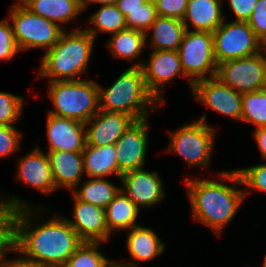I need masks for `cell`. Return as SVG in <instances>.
Instances as JSON below:
<instances>
[{
  "instance_id": "1",
  "label": "cell",
  "mask_w": 266,
  "mask_h": 267,
  "mask_svg": "<svg viewBox=\"0 0 266 267\" xmlns=\"http://www.w3.org/2000/svg\"><path fill=\"white\" fill-rule=\"evenodd\" d=\"M35 208L31 206L18 209L14 253L44 267H62L83 241L66 217L55 214L46 222L38 223L35 217L39 215L37 210L41 211L42 207Z\"/></svg>"
},
{
  "instance_id": "2",
  "label": "cell",
  "mask_w": 266,
  "mask_h": 267,
  "mask_svg": "<svg viewBox=\"0 0 266 267\" xmlns=\"http://www.w3.org/2000/svg\"><path fill=\"white\" fill-rule=\"evenodd\" d=\"M216 176L221 180L186 178L185 181L193 219L220 235L241 207L245 193L244 188L236 187L243 185L236 169L219 172ZM222 179L233 184H225Z\"/></svg>"
},
{
  "instance_id": "3",
  "label": "cell",
  "mask_w": 266,
  "mask_h": 267,
  "mask_svg": "<svg viewBox=\"0 0 266 267\" xmlns=\"http://www.w3.org/2000/svg\"><path fill=\"white\" fill-rule=\"evenodd\" d=\"M95 38L85 29L61 34L58 43L44 52L41 58L39 77L52 81L79 80L87 70L92 56Z\"/></svg>"
},
{
  "instance_id": "4",
  "label": "cell",
  "mask_w": 266,
  "mask_h": 267,
  "mask_svg": "<svg viewBox=\"0 0 266 267\" xmlns=\"http://www.w3.org/2000/svg\"><path fill=\"white\" fill-rule=\"evenodd\" d=\"M98 100L99 110L127 113L135 120L148 118L161 105L148 91L140 66L128 67L107 89L98 83Z\"/></svg>"
},
{
  "instance_id": "5",
  "label": "cell",
  "mask_w": 266,
  "mask_h": 267,
  "mask_svg": "<svg viewBox=\"0 0 266 267\" xmlns=\"http://www.w3.org/2000/svg\"><path fill=\"white\" fill-rule=\"evenodd\" d=\"M48 84L47 94L54 106L49 114L85 124L99 111L98 83L94 80L52 81Z\"/></svg>"
},
{
  "instance_id": "6",
  "label": "cell",
  "mask_w": 266,
  "mask_h": 267,
  "mask_svg": "<svg viewBox=\"0 0 266 267\" xmlns=\"http://www.w3.org/2000/svg\"><path fill=\"white\" fill-rule=\"evenodd\" d=\"M206 112L197 121L170 131L169 153L181 156L189 167L210 168L214 151L215 129L207 121Z\"/></svg>"
},
{
  "instance_id": "7",
  "label": "cell",
  "mask_w": 266,
  "mask_h": 267,
  "mask_svg": "<svg viewBox=\"0 0 266 267\" xmlns=\"http://www.w3.org/2000/svg\"><path fill=\"white\" fill-rule=\"evenodd\" d=\"M9 13L20 51L42 48L46 52L58 43L64 31L58 24L32 13L26 7L12 6Z\"/></svg>"
},
{
  "instance_id": "8",
  "label": "cell",
  "mask_w": 266,
  "mask_h": 267,
  "mask_svg": "<svg viewBox=\"0 0 266 267\" xmlns=\"http://www.w3.org/2000/svg\"><path fill=\"white\" fill-rule=\"evenodd\" d=\"M178 53L191 90L196 82L216 75L212 32L187 30Z\"/></svg>"
},
{
  "instance_id": "9",
  "label": "cell",
  "mask_w": 266,
  "mask_h": 267,
  "mask_svg": "<svg viewBox=\"0 0 266 267\" xmlns=\"http://www.w3.org/2000/svg\"><path fill=\"white\" fill-rule=\"evenodd\" d=\"M213 43L217 64L262 52V42L245 21L224 20L213 32Z\"/></svg>"
},
{
  "instance_id": "10",
  "label": "cell",
  "mask_w": 266,
  "mask_h": 267,
  "mask_svg": "<svg viewBox=\"0 0 266 267\" xmlns=\"http://www.w3.org/2000/svg\"><path fill=\"white\" fill-rule=\"evenodd\" d=\"M216 78L238 93L266 88V56L264 52L226 61L217 65Z\"/></svg>"
},
{
  "instance_id": "11",
  "label": "cell",
  "mask_w": 266,
  "mask_h": 267,
  "mask_svg": "<svg viewBox=\"0 0 266 267\" xmlns=\"http://www.w3.org/2000/svg\"><path fill=\"white\" fill-rule=\"evenodd\" d=\"M139 62H134L132 66L142 68L145 85L160 104L163 99L161 94L165 92L163 86L173 82L175 77H186L178 51L152 50L148 63Z\"/></svg>"
},
{
  "instance_id": "12",
  "label": "cell",
  "mask_w": 266,
  "mask_h": 267,
  "mask_svg": "<svg viewBox=\"0 0 266 267\" xmlns=\"http://www.w3.org/2000/svg\"><path fill=\"white\" fill-rule=\"evenodd\" d=\"M148 118L135 120L115 143L118 179L125 172L144 168L148 146Z\"/></svg>"
},
{
  "instance_id": "13",
  "label": "cell",
  "mask_w": 266,
  "mask_h": 267,
  "mask_svg": "<svg viewBox=\"0 0 266 267\" xmlns=\"http://www.w3.org/2000/svg\"><path fill=\"white\" fill-rule=\"evenodd\" d=\"M192 92L194 98L200 103L203 102L207 109L211 108L221 115L241 121L242 94L215 76L193 84Z\"/></svg>"
},
{
  "instance_id": "14",
  "label": "cell",
  "mask_w": 266,
  "mask_h": 267,
  "mask_svg": "<svg viewBox=\"0 0 266 267\" xmlns=\"http://www.w3.org/2000/svg\"><path fill=\"white\" fill-rule=\"evenodd\" d=\"M120 181L121 190L139 209L155 206L166 197L163 181L157 171L150 172L144 168L131 170L123 173Z\"/></svg>"
},
{
  "instance_id": "15",
  "label": "cell",
  "mask_w": 266,
  "mask_h": 267,
  "mask_svg": "<svg viewBox=\"0 0 266 267\" xmlns=\"http://www.w3.org/2000/svg\"><path fill=\"white\" fill-rule=\"evenodd\" d=\"M134 121L135 119L127 113L99 110L84 124L86 145L115 144Z\"/></svg>"
},
{
  "instance_id": "16",
  "label": "cell",
  "mask_w": 266,
  "mask_h": 267,
  "mask_svg": "<svg viewBox=\"0 0 266 267\" xmlns=\"http://www.w3.org/2000/svg\"><path fill=\"white\" fill-rule=\"evenodd\" d=\"M74 200V220H67L80 239L83 242L108 241L111 234L106 224L105 209L80 201L75 196Z\"/></svg>"
},
{
  "instance_id": "17",
  "label": "cell",
  "mask_w": 266,
  "mask_h": 267,
  "mask_svg": "<svg viewBox=\"0 0 266 267\" xmlns=\"http://www.w3.org/2000/svg\"><path fill=\"white\" fill-rule=\"evenodd\" d=\"M46 121L47 151L83 152L86 146L84 123L49 113Z\"/></svg>"
},
{
  "instance_id": "18",
  "label": "cell",
  "mask_w": 266,
  "mask_h": 267,
  "mask_svg": "<svg viewBox=\"0 0 266 267\" xmlns=\"http://www.w3.org/2000/svg\"><path fill=\"white\" fill-rule=\"evenodd\" d=\"M19 159L16 173L18 181L47 195L55 192L49 159L40 147H35Z\"/></svg>"
},
{
  "instance_id": "19",
  "label": "cell",
  "mask_w": 266,
  "mask_h": 267,
  "mask_svg": "<svg viewBox=\"0 0 266 267\" xmlns=\"http://www.w3.org/2000/svg\"><path fill=\"white\" fill-rule=\"evenodd\" d=\"M154 229L140 224L130 229L126 239V249L131 259L127 263L114 262L115 267H141L138 262L150 261L163 254L165 244L160 240Z\"/></svg>"
},
{
  "instance_id": "20",
  "label": "cell",
  "mask_w": 266,
  "mask_h": 267,
  "mask_svg": "<svg viewBox=\"0 0 266 267\" xmlns=\"http://www.w3.org/2000/svg\"><path fill=\"white\" fill-rule=\"evenodd\" d=\"M52 178L56 189L73 191L84 176L82 152L47 151Z\"/></svg>"
},
{
  "instance_id": "21",
  "label": "cell",
  "mask_w": 266,
  "mask_h": 267,
  "mask_svg": "<svg viewBox=\"0 0 266 267\" xmlns=\"http://www.w3.org/2000/svg\"><path fill=\"white\" fill-rule=\"evenodd\" d=\"M223 1V0H222ZM221 0H188L183 24L189 30L191 23L194 31H216L224 21Z\"/></svg>"
},
{
  "instance_id": "22",
  "label": "cell",
  "mask_w": 266,
  "mask_h": 267,
  "mask_svg": "<svg viewBox=\"0 0 266 267\" xmlns=\"http://www.w3.org/2000/svg\"><path fill=\"white\" fill-rule=\"evenodd\" d=\"M151 30L153 33L148 40ZM186 31L182 20L158 16L146 32V44L150 41L153 50L178 51Z\"/></svg>"
},
{
  "instance_id": "23",
  "label": "cell",
  "mask_w": 266,
  "mask_h": 267,
  "mask_svg": "<svg viewBox=\"0 0 266 267\" xmlns=\"http://www.w3.org/2000/svg\"><path fill=\"white\" fill-rule=\"evenodd\" d=\"M84 173L88 178L118 177L115 144L105 146L86 145L83 152Z\"/></svg>"
},
{
  "instance_id": "24",
  "label": "cell",
  "mask_w": 266,
  "mask_h": 267,
  "mask_svg": "<svg viewBox=\"0 0 266 267\" xmlns=\"http://www.w3.org/2000/svg\"><path fill=\"white\" fill-rule=\"evenodd\" d=\"M7 197L0 196V264L7 260L6 253L15 252V218L18 209L31 207L26 200L16 196Z\"/></svg>"
},
{
  "instance_id": "25",
  "label": "cell",
  "mask_w": 266,
  "mask_h": 267,
  "mask_svg": "<svg viewBox=\"0 0 266 267\" xmlns=\"http://www.w3.org/2000/svg\"><path fill=\"white\" fill-rule=\"evenodd\" d=\"M26 8L60 27L84 11L82 0H33Z\"/></svg>"
},
{
  "instance_id": "26",
  "label": "cell",
  "mask_w": 266,
  "mask_h": 267,
  "mask_svg": "<svg viewBox=\"0 0 266 267\" xmlns=\"http://www.w3.org/2000/svg\"><path fill=\"white\" fill-rule=\"evenodd\" d=\"M140 209L138 206L122 191L110 201L105 208L106 224L109 233L114 230H129L135 226Z\"/></svg>"
},
{
  "instance_id": "27",
  "label": "cell",
  "mask_w": 266,
  "mask_h": 267,
  "mask_svg": "<svg viewBox=\"0 0 266 267\" xmlns=\"http://www.w3.org/2000/svg\"><path fill=\"white\" fill-rule=\"evenodd\" d=\"M120 190V186H115L106 178H88L83 183L82 181L79 183L72 191V195L80 201L105 209Z\"/></svg>"
},
{
  "instance_id": "28",
  "label": "cell",
  "mask_w": 266,
  "mask_h": 267,
  "mask_svg": "<svg viewBox=\"0 0 266 267\" xmlns=\"http://www.w3.org/2000/svg\"><path fill=\"white\" fill-rule=\"evenodd\" d=\"M111 36L107 45L111 54L117 59L136 60L147 45L146 33L139 30L125 28Z\"/></svg>"
},
{
  "instance_id": "29",
  "label": "cell",
  "mask_w": 266,
  "mask_h": 267,
  "mask_svg": "<svg viewBox=\"0 0 266 267\" xmlns=\"http://www.w3.org/2000/svg\"><path fill=\"white\" fill-rule=\"evenodd\" d=\"M89 21L92 22L93 27L89 26L85 30L95 39L99 32L114 34L127 28L125 17L116 4L102 5L90 16Z\"/></svg>"
},
{
  "instance_id": "30",
  "label": "cell",
  "mask_w": 266,
  "mask_h": 267,
  "mask_svg": "<svg viewBox=\"0 0 266 267\" xmlns=\"http://www.w3.org/2000/svg\"><path fill=\"white\" fill-rule=\"evenodd\" d=\"M101 242H83L62 267H114V261L104 256Z\"/></svg>"
},
{
  "instance_id": "31",
  "label": "cell",
  "mask_w": 266,
  "mask_h": 267,
  "mask_svg": "<svg viewBox=\"0 0 266 267\" xmlns=\"http://www.w3.org/2000/svg\"><path fill=\"white\" fill-rule=\"evenodd\" d=\"M241 121L266 127V88L242 94Z\"/></svg>"
},
{
  "instance_id": "32",
  "label": "cell",
  "mask_w": 266,
  "mask_h": 267,
  "mask_svg": "<svg viewBox=\"0 0 266 267\" xmlns=\"http://www.w3.org/2000/svg\"><path fill=\"white\" fill-rule=\"evenodd\" d=\"M24 98L8 92H0V125L13 126L23 114Z\"/></svg>"
},
{
  "instance_id": "33",
  "label": "cell",
  "mask_w": 266,
  "mask_h": 267,
  "mask_svg": "<svg viewBox=\"0 0 266 267\" xmlns=\"http://www.w3.org/2000/svg\"><path fill=\"white\" fill-rule=\"evenodd\" d=\"M158 17L156 5L147 0L140 8L125 17L127 28L146 33Z\"/></svg>"
},
{
  "instance_id": "34",
  "label": "cell",
  "mask_w": 266,
  "mask_h": 267,
  "mask_svg": "<svg viewBox=\"0 0 266 267\" xmlns=\"http://www.w3.org/2000/svg\"><path fill=\"white\" fill-rule=\"evenodd\" d=\"M236 170L245 186V197L254 190L266 192V163Z\"/></svg>"
},
{
  "instance_id": "35",
  "label": "cell",
  "mask_w": 266,
  "mask_h": 267,
  "mask_svg": "<svg viewBox=\"0 0 266 267\" xmlns=\"http://www.w3.org/2000/svg\"><path fill=\"white\" fill-rule=\"evenodd\" d=\"M19 52L11 23L7 19L0 20V61H9Z\"/></svg>"
},
{
  "instance_id": "36",
  "label": "cell",
  "mask_w": 266,
  "mask_h": 267,
  "mask_svg": "<svg viewBox=\"0 0 266 267\" xmlns=\"http://www.w3.org/2000/svg\"><path fill=\"white\" fill-rule=\"evenodd\" d=\"M21 136L14 126L0 125V158L9 157L20 149Z\"/></svg>"
},
{
  "instance_id": "37",
  "label": "cell",
  "mask_w": 266,
  "mask_h": 267,
  "mask_svg": "<svg viewBox=\"0 0 266 267\" xmlns=\"http://www.w3.org/2000/svg\"><path fill=\"white\" fill-rule=\"evenodd\" d=\"M156 5L157 14L160 17L176 18L182 20L188 0H150Z\"/></svg>"
},
{
  "instance_id": "38",
  "label": "cell",
  "mask_w": 266,
  "mask_h": 267,
  "mask_svg": "<svg viewBox=\"0 0 266 267\" xmlns=\"http://www.w3.org/2000/svg\"><path fill=\"white\" fill-rule=\"evenodd\" d=\"M247 23L257 38L264 43L266 41V0H258Z\"/></svg>"
},
{
  "instance_id": "39",
  "label": "cell",
  "mask_w": 266,
  "mask_h": 267,
  "mask_svg": "<svg viewBox=\"0 0 266 267\" xmlns=\"http://www.w3.org/2000/svg\"><path fill=\"white\" fill-rule=\"evenodd\" d=\"M229 8L236 16V21L247 22L258 0H227Z\"/></svg>"
},
{
  "instance_id": "40",
  "label": "cell",
  "mask_w": 266,
  "mask_h": 267,
  "mask_svg": "<svg viewBox=\"0 0 266 267\" xmlns=\"http://www.w3.org/2000/svg\"><path fill=\"white\" fill-rule=\"evenodd\" d=\"M147 0H117V7L123 13L124 17L128 16L135 9L140 8Z\"/></svg>"
},
{
  "instance_id": "41",
  "label": "cell",
  "mask_w": 266,
  "mask_h": 267,
  "mask_svg": "<svg viewBox=\"0 0 266 267\" xmlns=\"http://www.w3.org/2000/svg\"><path fill=\"white\" fill-rule=\"evenodd\" d=\"M252 136L258 144L261 158L266 160V127L255 128L252 131Z\"/></svg>"
},
{
  "instance_id": "42",
  "label": "cell",
  "mask_w": 266,
  "mask_h": 267,
  "mask_svg": "<svg viewBox=\"0 0 266 267\" xmlns=\"http://www.w3.org/2000/svg\"><path fill=\"white\" fill-rule=\"evenodd\" d=\"M5 267H44V266L38 263L27 261L20 256V258L17 257V259L16 258L11 260L7 259L5 261Z\"/></svg>"
},
{
  "instance_id": "43",
  "label": "cell",
  "mask_w": 266,
  "mask_h": 267,
  "mask_svg": "<svg viewBox=\"0 0 266 267\" xmlns=\"http://www.w3.org/2000/svg\"><path fill=\"white\" fill-rule=\"evenodd\" d=\"M83 1V10H87L86 8L89 7L91 3H99L102 5H113L117 3V0H82Z\"/></svg>"
},
{
  "instance_id": "44",
  "label": "cell",
  "mask_w": 266,
  "mask_h": 267,
  "mask_svg": "<svg viewBox=\"0 0 266 267\" xmlns=\"http://www.w3.org/2000/svg\"><path fill=\"white\" fill-rule=\"evenodd\" d=\"M19 2L16 4H14V5H12V6H17V7H26L29 3H31L33 0H18Z\"/></svg>"
},
{
  "instance_id": "45",
  "label": "cell",
  "mask_w": 266,
  "mask_h": 267,
  "mask_svg": "<svg viewBox=\"0 0 266 267\" xmlns=\"http://www.w3.org/2000/svg\"><path fill=\"white\" fill-rule=\"evenodd\" d=\"M262 51L264 52V54L266 56V41L264 43H262Z\"/></svg>"
},
{
  "instance_id": "46",
  "label": "cell",
  "mask_w": 266,
  "mask_h": 267,
  "mask_svg": "<svg viewBox=\"0 0 266 267\" xmlns=\"http://www.w3.org/2000/svg\"><path fill=\"white\" fill-rule=\"evenodd\" d=\"M261 266L266 267V256H265L264 262L261 264Z\"/></svg>"
},
{
  "instance_id": "47",
  "label": "cell",
  "mask_w": 266,
  "mask_h": 267,
  "mask_svg": "<svg viewBox=\"0 0 266 267\" xmlns=\"http://www.w3.org/2000/svg\"><path fill=\"white\" fill-rule=\"evenodd\" d=\"M0 267H5V263L0 264Z\"/></svg>"
}]
</instances>
